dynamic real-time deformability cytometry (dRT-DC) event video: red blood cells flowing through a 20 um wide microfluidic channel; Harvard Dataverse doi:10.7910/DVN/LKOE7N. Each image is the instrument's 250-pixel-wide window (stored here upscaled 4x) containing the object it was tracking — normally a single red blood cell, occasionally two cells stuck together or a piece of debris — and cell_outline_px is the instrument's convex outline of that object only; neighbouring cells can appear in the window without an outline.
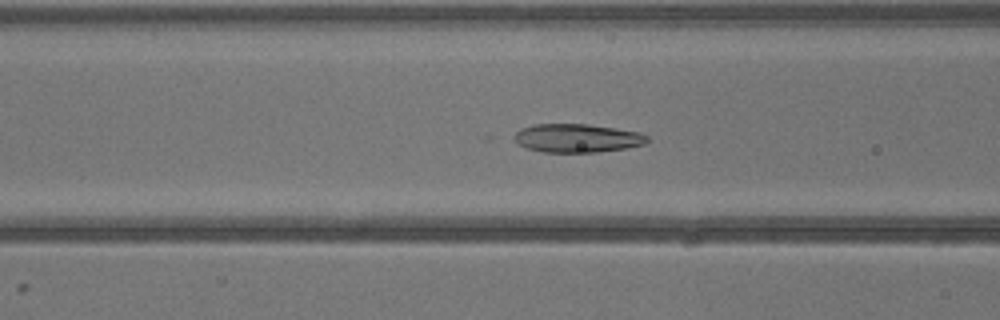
{"species": "common noctule bat (a hibernating species)", "species_latin": "Nyctalus noctula", "temperature_condition": "warm", "stored_images_in_passage": 39, "camera_frame_rate_fps": 3000, "um_per_image_px": 0.085, "animal": {"sex": "male", "body_mass_g": 13.3}, "frame": {"image": 1, "passage_image": 15, "time_ms": 4.667, "image_size_px": [1000, 320], "cell_outline_px": [[648, 140], [644, 144], [624, 148], [596, 152], [544, 152], [528, 148], [520, 144], [508, 136], [520, 128], [536, 124], [588, 124], [640, 132], [648, 136]], "centroid_in_image_um": [48.99, 11.73], "position_along_channel_um": 117.6, "area_um2": 22.14}}
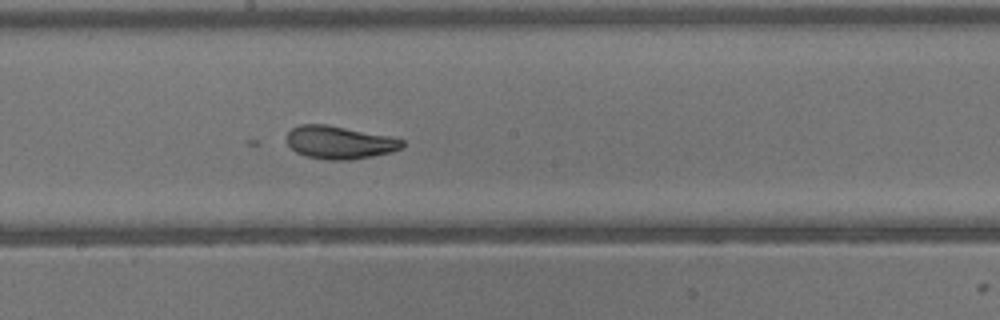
{"frame": {"image": 2, "passage_image": 21, "time_ms": 6.667, "image_size_px": [1000, 320], "cell_outline_px": [[404, 148], [372, 156], [348, 160], [328, 160], [304, 156], [296, 152], [288, 144], [288, 132], [292, 128], [300, 124], [324, 124], [388, 136], [404, 140]], "centroid_in_image_um": [28.84, 12.11], "position_along_channel_um": 219.4, "area_um2": 21.91}}
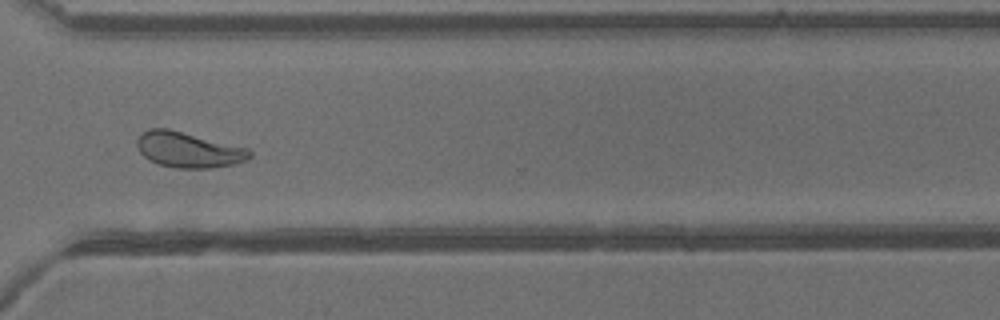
{"frame": {"image": 3, "passage_image": 29, "time_ms": 9.333, "image_size_px": [1000, 320], "cell_outline_px": [[252, 156], [244, 160], [232, 164], [208, 168], [176, 168], [160, 164], [148, 160], [140, 152], [136, 144], [136, 140], [144, 132], [152, 128], [168, 128], [248, 148], [252, 152]], "centroid_in_image_um": [16.0, 12.73], "position_along_channel_um": 354.6, "area_um2": 23.06}}